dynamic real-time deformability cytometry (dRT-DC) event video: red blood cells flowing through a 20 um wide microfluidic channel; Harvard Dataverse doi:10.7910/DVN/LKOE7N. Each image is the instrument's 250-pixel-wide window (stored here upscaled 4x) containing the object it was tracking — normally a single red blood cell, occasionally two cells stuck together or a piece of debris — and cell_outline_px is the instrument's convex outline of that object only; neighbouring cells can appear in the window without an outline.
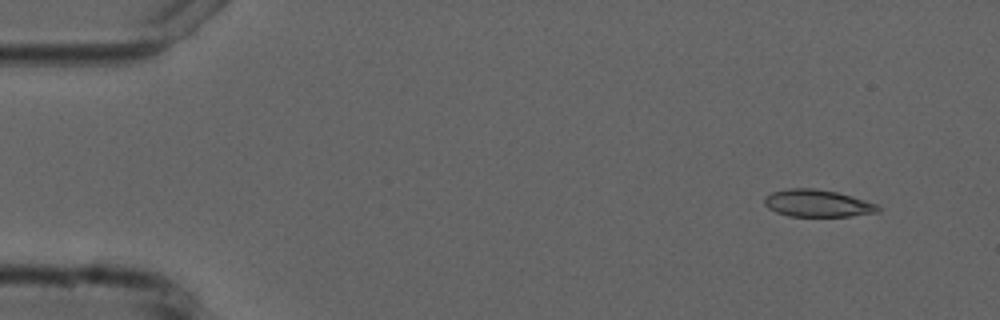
{"species": "common noctule bat (a hibernating species)", "species_latin": "Nyctalus noctula", "temperature_condition": "cold", "stored_images_in_passage": 4, "camera_frame_rate_fps": 3000, "um_per_image_px": 0.085, "animal": {"sex": "male", "forearm_length_mm": 52.5}, "frame": {"image": 1, "passage_image": 1, "time_ms": 0.0, "image_size_px": [1000, 320], "cell_outline_px": [[880, 212], [848, 216], [788, 216], [776, 212], [768, 208], [764, 204], [764, 196], [772, 192], [788, 188], [816, 188], [836, 192], [852, 196], [880, 204]], "centroid_in_image_um": [69.5, 17.27], "position_along_channel_um": 15.5, "area_um2": 18.21}}
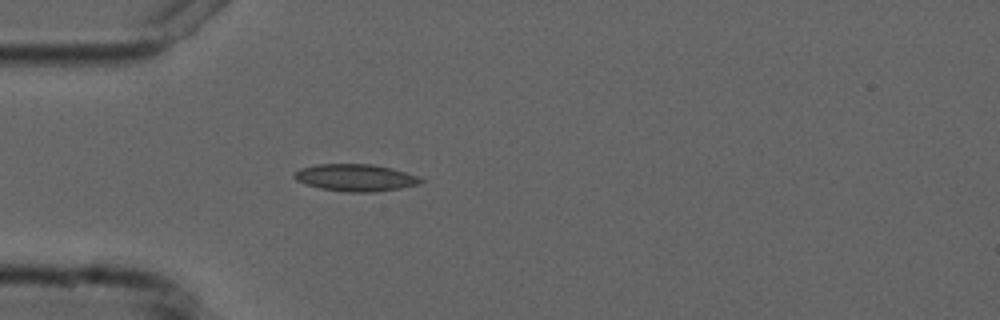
{"frame": {"image": 2, "passage_image": 4, "time_ms": 3.667, "image_size_px": [1000, 320], "cell_outline_px": [[424, 180], [420, 184], [400, 188], [376, 192], [348, 192], [320, 188], [296, 180], [292, 176], [300, 168], [316, 164], [372, 164], [392, 168], [420, 176]], "centroid_in_image_um": [30.26, 15.09], "position_along_channel_um": 54.7, "area_um2": 20.0}}